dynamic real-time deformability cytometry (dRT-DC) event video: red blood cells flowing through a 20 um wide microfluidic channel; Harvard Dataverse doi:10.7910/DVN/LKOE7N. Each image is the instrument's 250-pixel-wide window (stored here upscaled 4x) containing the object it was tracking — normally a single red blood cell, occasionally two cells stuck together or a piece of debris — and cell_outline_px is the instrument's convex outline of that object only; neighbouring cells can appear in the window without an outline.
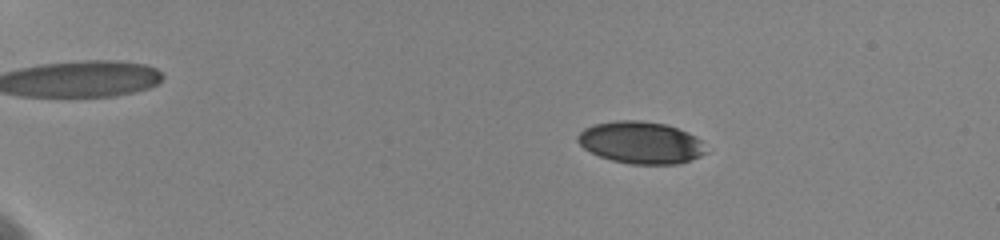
{"species": "human", "species_latin": "Homo sapiens", "temperature_condition": "cold", "stored_images_in_passage": 74, "camera_frame_rate_fps": 3000, "um_per_image_px": 0.085, "donor": {"sex": "female"}, "frame": {"image": 1, "passage_image": 18, "time_ms": 4.0, "image_size_px": [1000, 240], "cell_outline_px": [[708, 152], [692, 160], [680, 164], [628, 164], [612, 160], [600, 156], [584, 148], [576, 140], [576, 136], [584, 128], [592, 124], [616, 120], [640, 120], [664, 124], [688, 132], [696, 136], [700, 140]], "centroid_in_image_um": [54.47, 12.12], "position_along_channel_um": 30.5, "area_um2": 31.62}}
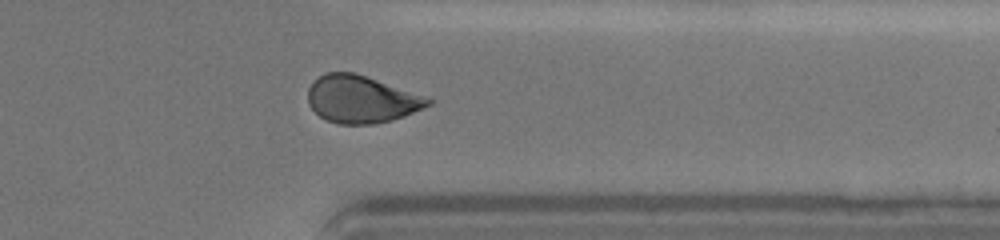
{"frame": {"image": 2, "passage_image": 59, "time_ms": 16.667, "image_size_px": [1000, 240], "cell_outline_px": [[432, 104], [404, 116], [392, 120], [376, 124], [340, 124], [328, 120], [320, 116], [308, 104], [308, 88], [324, 72], [352, 72], [376, 80], [432, 100]], "centroid_in_image_um": [30.66, 8.45], "position_along_channel_um": 380.7, "area_um2": 32.37}}
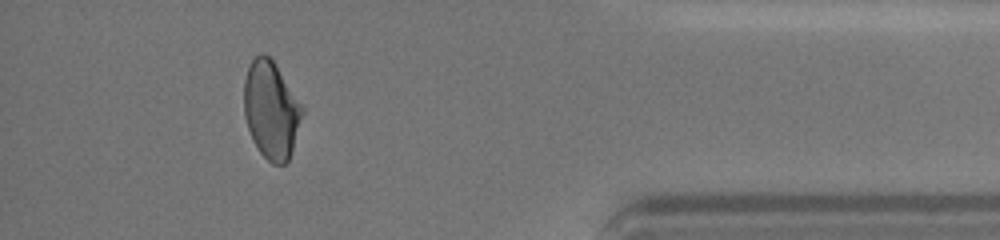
{"frame": {"image": 3, "passage_image": 67, "time_ms": 18.333, "image_size_px": [1000, 240], "cell_outline_px": [[304, 112], [292, 152], [288, 160], [284, 164], [272, 164], [260, 152], [252, 140], [244, 116], [244, 80], [248, 68], [252, 60], [260, 52], [264, 52], [272, 60], [304, 108]], "centroid_in_image_um": [23.04, 9.36], "position_along_channel_um": 412.2, "area_um2": 33.0}, "authors_computed_cell_mechanics": {"area_um2": 33.3506, "velocity_mm_per_s": 3.5986, "shape_relaxation_time_tau1_ms": 6.9753, "shape_relaxation_time_tau2_ms": 4.6434, "deformation_change_tau1": 0.1447, "deformation_change_tau2": 0.0845}}